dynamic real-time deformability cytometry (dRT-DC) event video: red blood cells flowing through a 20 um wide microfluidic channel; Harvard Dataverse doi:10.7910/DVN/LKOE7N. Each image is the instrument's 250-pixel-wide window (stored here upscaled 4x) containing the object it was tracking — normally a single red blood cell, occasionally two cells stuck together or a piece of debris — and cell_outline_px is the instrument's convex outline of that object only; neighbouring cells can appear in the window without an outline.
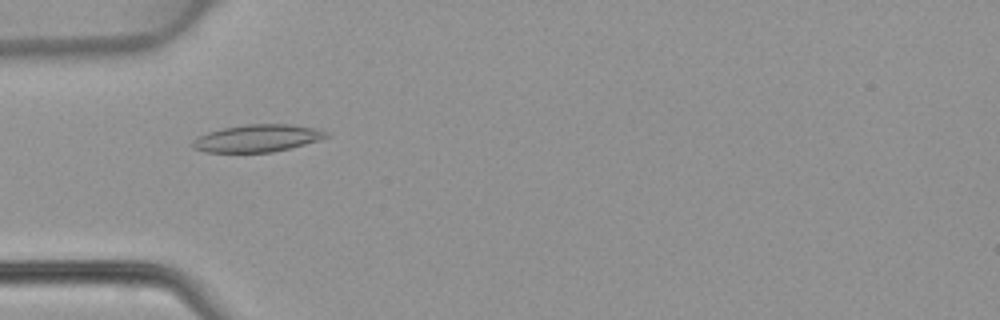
{"species": "common noctule bat (a hibernating species)", "species_latin": "Nyctalus noctula", "temperature_condition": "warm", "stored_images_in_passage": 47, "camera_frame_rate_fps": 3000, "um_per_image_px": 0.085, "animal": {"sex": "female", "body_mass_g": 22.7, "forearm_length_mm": 54.2}, "frame": {"image": 1, "passage_image": 15, "time_ms": 4.667, "image_size_px": [1000, 320], "cell_outline_px": [[332, 132], [328, 136], [320, 140], [272, 152], [204, 152], [192, 148], [188, 144], [196, 136], [208, 132], [224, 128], [248, 124], [288, 124], [320, 128]], "centroid_in_image_um": [21.87, 11.74], "position_along_channel_um": 63.1, "area_um2": 21.56}}
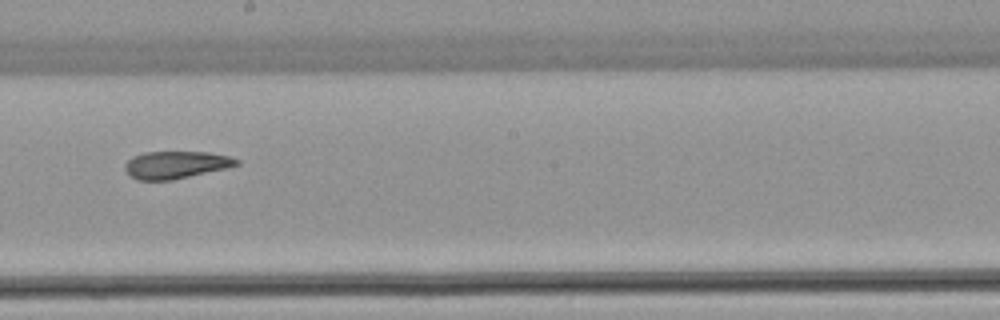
{"frame": {"image": 2, "passage_image": 27, "time_ms": 8.667, "image_size_px": [1000, 320], "cell_outline_px": [[240, 164], [228, 168], [172, 180], [136, 180], [128, 176], [124, 168], [124, 164], [132, 156], [144, 152], [208, 152], [228, 156], [240, 160]], "centroid_in_image_um": [14.92, 14.01], "position_along_channel_um": 233.3, "area_um2": 18.03}}
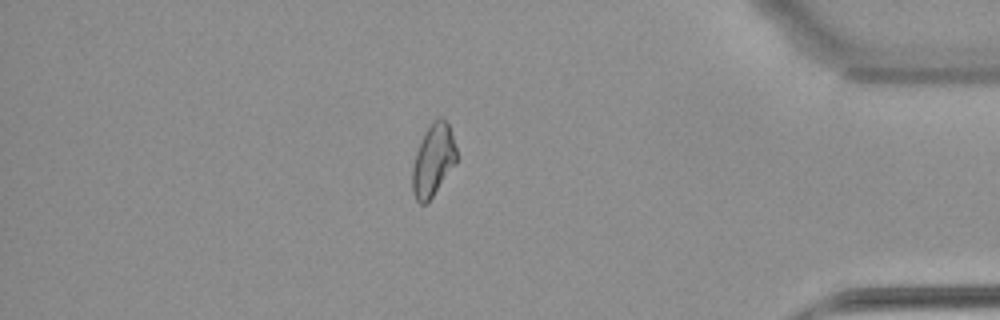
{"frame": {"image": 3, "passage_image": 41, "time_ms": 13.333, "image_size_px": [1000, 320], "cell_outline_px": [[456, 164], [432, 196], [424, 204], [420, 204], [416, 200], [412, 192], [412, 168], [416, 152], [428, 124], [432, 120], [440, 116], [448, 124], [456, 148]], "centroid_in_image_um": [36.8, 13.6], "position_along_channel_um": 398.4, "area_um2": 18.44}}